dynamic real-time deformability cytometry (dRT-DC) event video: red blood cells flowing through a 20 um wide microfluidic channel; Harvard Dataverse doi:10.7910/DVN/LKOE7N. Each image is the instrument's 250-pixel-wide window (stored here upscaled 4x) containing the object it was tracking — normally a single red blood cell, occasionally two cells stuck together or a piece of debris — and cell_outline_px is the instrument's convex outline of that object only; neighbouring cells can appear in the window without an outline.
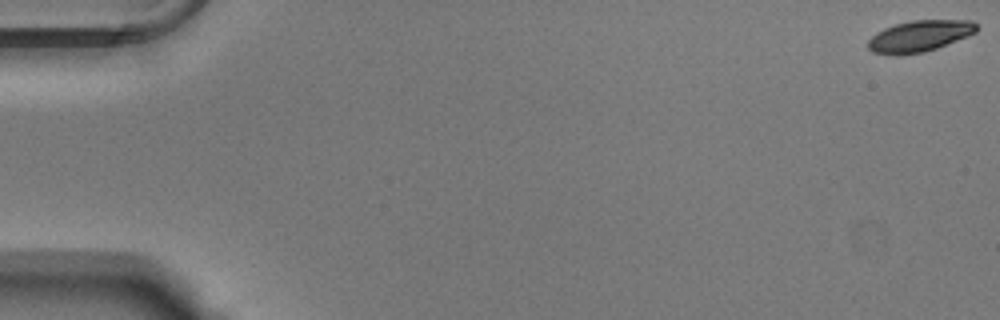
{"species": "Egyptian fruit bat (a non-hibernating species)", "species_latin": "Rousettus aegyptiacus", "temperature_condition": "warm", "stored_images_in_passage": 55, "camera_frame_rate_fps": 3000, "um_per_image_px": 0.085, "animal": {"sex": "male"}, "frame": {"image": 1, "passage_image": 1, "time_ms": 0.0, "image_size_px": [1000, 320], "cell_outline_px": [[976, 32], [968, 36], [936, 48], [924, 52], [900, 56], [896, 56], [872, 52], [868, 48], [868, 40], [876, 32], [884, 28], [896, 24], [912, 20], [972, 20], [976, 24]], "centroid_in_image_um": [78.12, 3.08], "position_along_channel_um": 6.9, "area_um2": 19.88}}
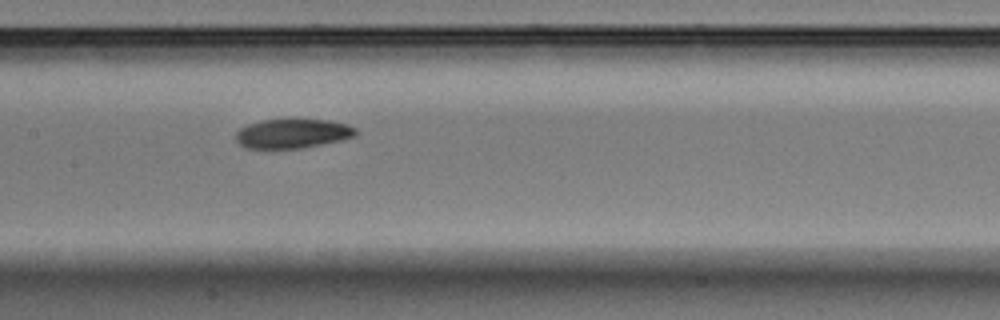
{"frame": {"image": 2, "passage_image": 28, "time_ms": 9.0, "image_size_px": [1000, 320], "cell_outline_px": [[356, 136], [340, 140], [300, 148], [244, 148], [236, 140], [236, 132], [240, 128], [248, 124], [264, 120], [288, 116], [296, 116], [328, 120], [348, 124], [356, 128]], "centroid_in_image_um": [24.87, 11.29], "position_along_channel_um": 182.5, "area_um2": 21.27}}
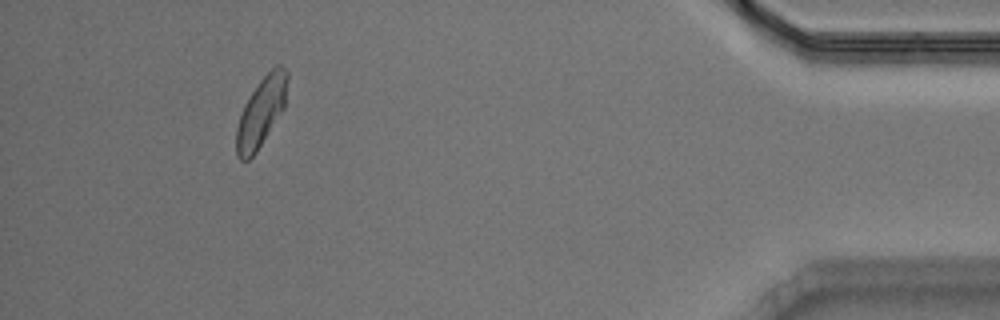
{"frame": {"image": 3, "passage_image": 51, "time_ms": 16.667, "image_size_px": [1000, 320], "cell_outline_px": [[288, 80], [284, 108], [256, 152], [248, 160], [240, 160], [236, 156], [236, 128], [244, 104], [260, 80], [276, 64], [280, 64], [288, 72]], "centroid_in_image_um": [22.2, 9.51], "position_along_channel_um": 413.0, "area_um2": 20.4}, "authors_computed_cell_mechanics": {"area_um2": 20.9814, "velocity_mm_per_s": 3.7658, "shape_relaxation_time_tau1_ms": 4.7615, "shape_relaxation_time_tau2_ms": 5.4045, "deformation_change_tau1": 0.1283, "deformation_change_tau2": 0.1025}}